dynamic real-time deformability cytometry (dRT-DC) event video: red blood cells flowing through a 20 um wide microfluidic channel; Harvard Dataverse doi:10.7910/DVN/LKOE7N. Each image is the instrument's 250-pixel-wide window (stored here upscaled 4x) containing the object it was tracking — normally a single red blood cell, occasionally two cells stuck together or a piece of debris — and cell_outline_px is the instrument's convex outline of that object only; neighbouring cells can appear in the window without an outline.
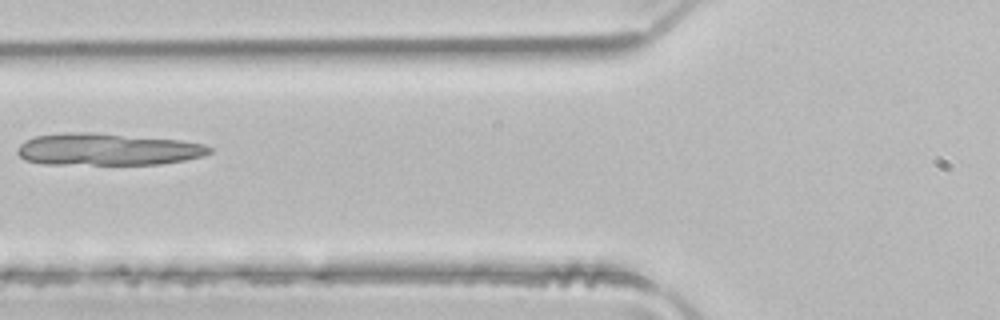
{"species": "common noctule bat (a hibernating species)", "species_latin": "Nyctalus noctula", "temperature_condition": "room temperature", "stored_images_in_passage": 3, "camera_frame_rate_fps": 3000, "um_per_image_px": 0.085, "animal": {"sex": "male", "body_mass_g": 21.5, "forearm_length_mm": 52.0}, "frame": {"image": 1, "passage_image": 3, "time_ms": 0.667, "image_size_px": [1000, 320], "cell_outline_px": [[212, 152], [204, 156], [184, 160], [160, 164], [44, 164], [24, 160], [16, 152], [16, 148], [24, 140], [36, 136], [64, 132], [96, 132], [180, 140], [204, 144], [212, 148]], "centroid_in_image_um": [9.11, 12.69], "position_along_channel_um": 116.7, "area_um2": 36.18}}